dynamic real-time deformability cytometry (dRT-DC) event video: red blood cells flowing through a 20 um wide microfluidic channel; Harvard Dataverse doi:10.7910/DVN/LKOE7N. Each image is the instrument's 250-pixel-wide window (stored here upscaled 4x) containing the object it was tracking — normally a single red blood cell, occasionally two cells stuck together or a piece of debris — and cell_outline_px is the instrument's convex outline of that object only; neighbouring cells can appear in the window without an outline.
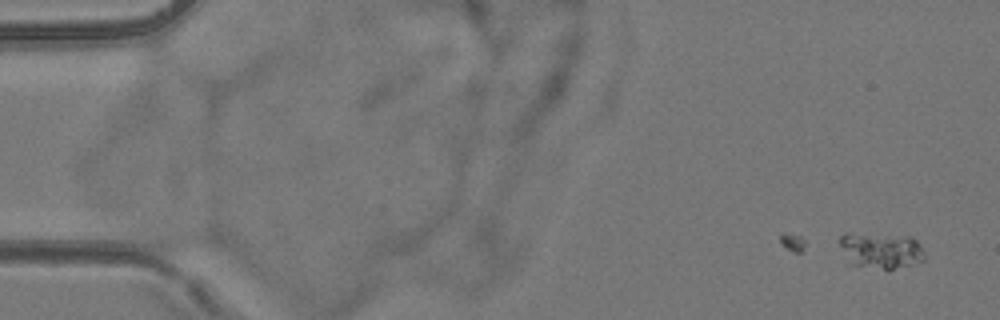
{"species": "common noctule bat (a hibernating species)", "species_latin": "Nyctalus noctula", "temperature_condition": "room temperature", "stored_images_in_passage": 2, "camera_frame_rate_fps": 3000, "um_per_image_px": 0.085, "animal": {"sex": "female", "body_mass_g": 24.6, "forearm_length_mm": 56.2}, "frame": {"image": 1, "passage_image": 2, "time_ms": 1.333, "image_size_px": [1000, 320], "cell_outline_px": [[924, 260], [888, 272], [844, 264], [840, 244], [840, 236], [844, 232], [848, 232], [908, 236], [916, 240], [920, 244], [924, 252]], "centroid_in_image_um": [74.8, 21.33], "position_along_channel_um": 10.2, "area_um2": 18.9}}